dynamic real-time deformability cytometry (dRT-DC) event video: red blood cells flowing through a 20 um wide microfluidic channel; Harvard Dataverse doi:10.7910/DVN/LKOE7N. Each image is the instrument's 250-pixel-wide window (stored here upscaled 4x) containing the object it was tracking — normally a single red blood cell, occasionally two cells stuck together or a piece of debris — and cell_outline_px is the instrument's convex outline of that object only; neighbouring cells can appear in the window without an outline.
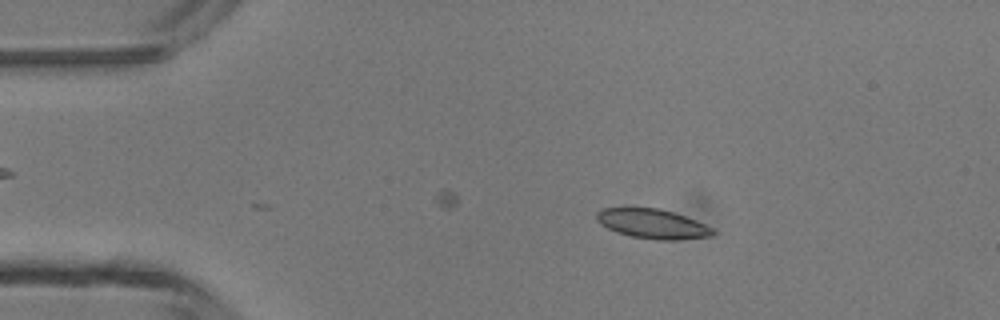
{"species": "common noctule bat (a hibernating species)", "species_latin": "Nyctalus noctula", "temperature_condition": "room temperature", "stored_images_in_passage": 4, "camera_frame_rate_fps": 3000, "um_per_image_px": 0.085, "animal": {"sex": "male", "body_mass_g": 13.3}, "frame": {"image": 1, "passage_image": 2, "time_ms": 1.333, "image_size_px": [1000, 320], "cell_outline_px": [[716, 232], [712, 236], [680, 240], [656, 240], [632, 236], [616, 232], [600, 224], [596, 220], [596, 212], [600, 208], [660, 208], [696, 220], [712, 228]], "centroid_in_image_um": [55.46, 19.03], "position_along_channel_um": 29.5, "area_um2": 20.06}}
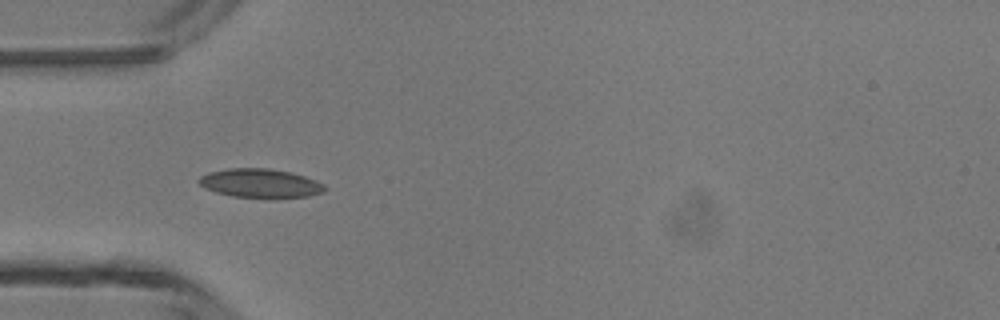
{"frame": {"image": 2, "passage_image": 3, "time_ms": 3.333, "image_size_px": [1000, 320], "cell_outline_px": [[328, 188], [324, 192], [308, 196], [232, 196], [216, 192], [204, 188], [196, 180], [200, 176], [208, 172], [228, 168], [268, 168], [288, 172], [304, 176], [316, 180], [324, 184]], "centroid_in_image_um": [22.09, 15.55], "position_along_channel_um": 62.9, "area_um2": 20.75}}
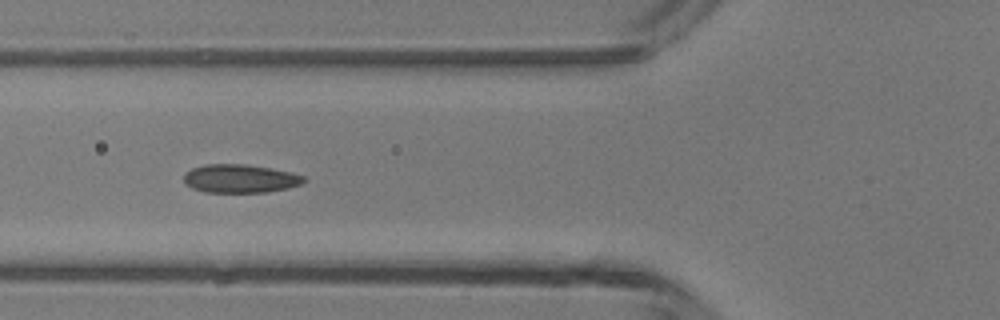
{"frame": {"image": 3, "passage_image": 4, "time_ms": 4.333, "image_size_px": [1000, 320], "cell_outline_px": [[308, 180], [300, 184], [288, 188], [268, 192], [204, 192], [192, 188], [184, 184], [184, 172], [192, 168], [204, 164], [244, 164], [292, 172], [304, 176]], "centroid_in_image_um": [20.39, 15.18], "position_along_channel_um": 105.4, "area_um2": 20.0}}